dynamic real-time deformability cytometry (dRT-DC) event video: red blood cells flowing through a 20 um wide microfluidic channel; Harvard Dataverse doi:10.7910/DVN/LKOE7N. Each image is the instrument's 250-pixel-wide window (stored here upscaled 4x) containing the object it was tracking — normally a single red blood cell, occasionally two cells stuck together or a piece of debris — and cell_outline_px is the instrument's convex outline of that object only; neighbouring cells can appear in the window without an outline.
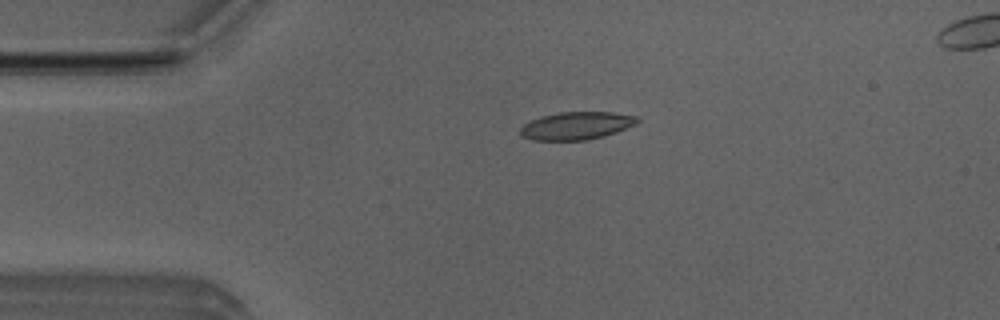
{"species": "Egyptian fruit bat (a non-hibernating species)", "species_latin": "Rousettus aegyptiacus", "temperature_condition": "room temperature", "stored_images_in_passage": 5, "camera_frame_rate_fps": 3000, "um_per_image_px": 0.085, "animal": {"sex": "male"}, "frame": {"image": 1, "passage_image": 3, "time_ms": 0.667, "image_size_px": [1000, 320], "cell_outline_px": [[640, 120], [636, 124], [616, 132], [604, 136], [588, 140], [532, 140], [520, 136], [520, 128], [524, 124], [540, 116], [560, 112], [612, 112], [636, 116]], "centroid_in_image_um": [48.98, 10.69], "position_along_channel_um": 36.0, "area_um2": 18.96}}